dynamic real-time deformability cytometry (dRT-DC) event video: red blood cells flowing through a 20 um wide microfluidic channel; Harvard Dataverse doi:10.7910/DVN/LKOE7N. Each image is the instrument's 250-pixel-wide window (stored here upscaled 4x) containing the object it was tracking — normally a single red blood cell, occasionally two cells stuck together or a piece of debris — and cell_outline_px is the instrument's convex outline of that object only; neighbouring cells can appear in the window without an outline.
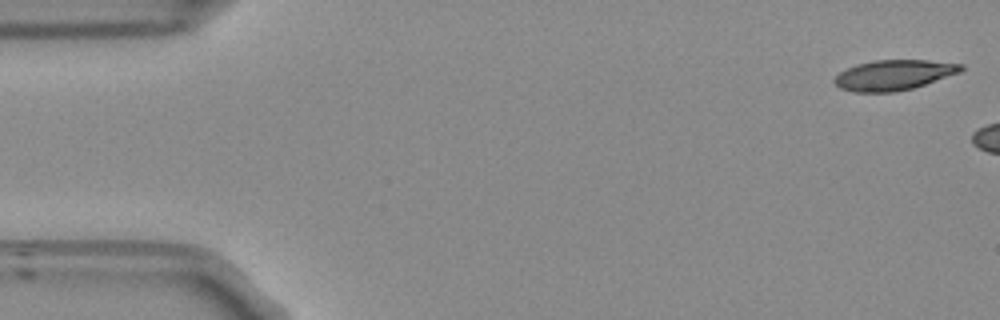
{"species": "Egyptian fruit bat (a non-hibernating species)", "species_latin": "Rousettus aegyptiacus", "temperature_condition": "room temperature", "stored_images_in_passage": 6, "camera_frame_rate_fps": 3000, "um_per_image_px": 0.085, "frame": {"image": 1, "passage_image": 1, "time_ms": 0.0, "image_size_px": [1000, 320], "cell_outline_px": [[964, 68], [960, 72], [912, 88], [896, 92], [852, 92], [840, 88], [832, 80], [840, 72], [856, 64], [872, 60], [928, 60], [964, 64]], "centroid_in_image_um": [75.95, 6.37], "position_along_channel_um": 9.0, "area_um2": 22.25}}